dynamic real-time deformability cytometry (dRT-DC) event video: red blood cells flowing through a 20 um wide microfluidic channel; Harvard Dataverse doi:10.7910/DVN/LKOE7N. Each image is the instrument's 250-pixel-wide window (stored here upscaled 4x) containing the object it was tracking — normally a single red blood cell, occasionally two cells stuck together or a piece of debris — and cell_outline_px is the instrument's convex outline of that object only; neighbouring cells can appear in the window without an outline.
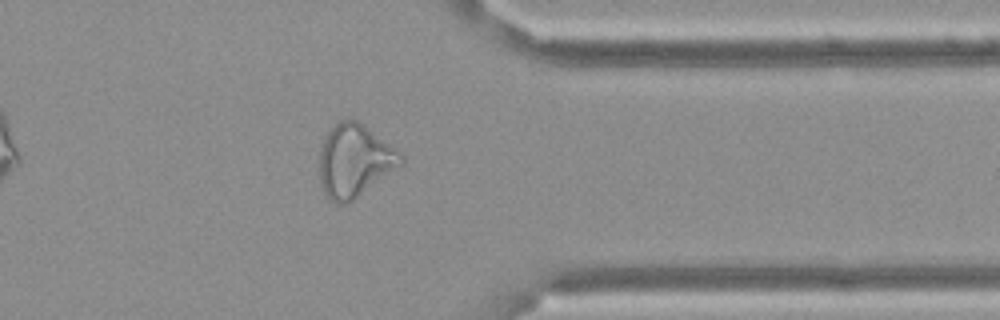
{"species": "Egyptian fruit bat (a non-hibernating species)", "species_latin": "Rousettus aegyptiacus", "temperature_condition": "cold", "stored_images_in_passage": 38, "camera_frame_rate_fps": 3000, "um_per_image_px": 0.085, "frame": {"image": 1, "passage_image": 33, "time_ms": 10.667, "image_size_px": [1000, 320], "cell_outline_px": [[404, 164], [352, 200], [344, 204], [336, 204], [324, 192], [320, 184], [320, 144], [328, 132], [340, 120], [356, 120], [404, 156]], "centroid_in_image_um": [30.12, 13.68], "position_along_channel_um": 381.3, "area_um2": 33.81}, "authors_computed_cell_mechanics": {"area_um2": 29.5647, "velocity_mm_per_s": 3.4174, "shape_relaxation_time_tau1_ms": null, "shape_relaxation_time_tau2_ms": 2.2675, "deformation_change_tau1": null, "deformation_change_tau2": 0.1213}}